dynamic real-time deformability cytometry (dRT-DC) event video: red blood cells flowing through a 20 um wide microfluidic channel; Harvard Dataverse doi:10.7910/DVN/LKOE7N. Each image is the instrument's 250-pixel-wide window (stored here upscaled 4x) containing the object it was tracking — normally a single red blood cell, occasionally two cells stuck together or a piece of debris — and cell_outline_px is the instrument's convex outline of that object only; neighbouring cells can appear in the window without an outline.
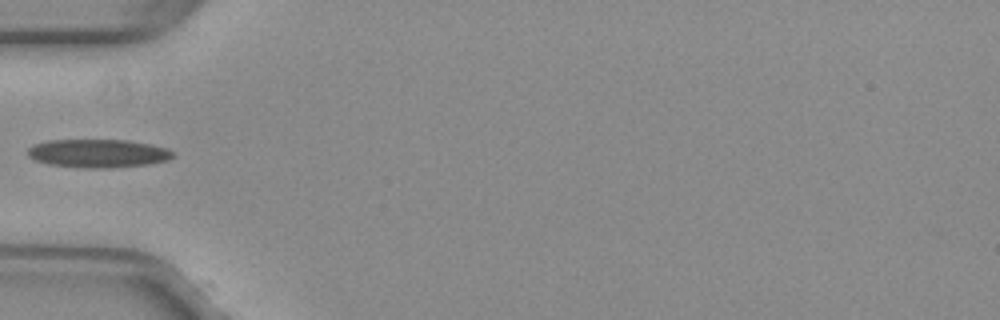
{"species": "common noctule bat (a hibernating species)", "species_latin": "Nyctalus noctula", "temperature_condition": "warm", "stored_images_in_passage": 35, "camera_frame_rate_fps": 3000, "um_per_image_px": 0.085, "animal": {"sex": "female", "body_mass_g": 29.2, "forearm_length_mm": 56.3}, "frame": {"image": 1, "passage_image": 1, "time_ms": 0.0, "image_size_px": [1000, 320], "cell_outline_px": [[176, 156], [168, 160], [148, 164], [112, 168], [76, 168], [48, 164], [36, 160], [28, 156], [28, 148], [32, 144], [48, 140], [128, 140], [152, 144], [168, 148]], "centroid_in_image_um": [8.34, 13.04], "position_along_channel_um": 76.7, "area_um2": 24.33}}
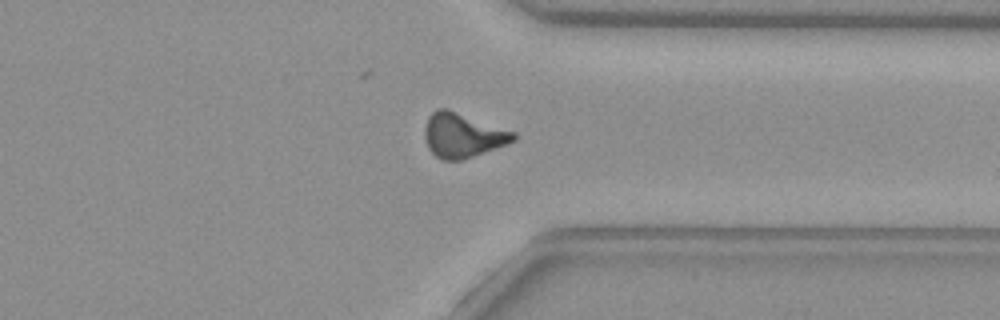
{"frame": {"image": 2, "passage_image": 23, "time_ms": 7.333, "image_size_px": [1000, 320], "cell_outline_px": [[516, 140], [508, 144], [460, 160], [444, 160], [436, 156], [428, 148], [424, 140], [424, 128], [428, 116], [436, 108], [448, 108], [516, 132]], "centroid_in_image_um": [39.31, 11.47], "position_along_channel_um": 372.1, "area_um2": 23.18}}
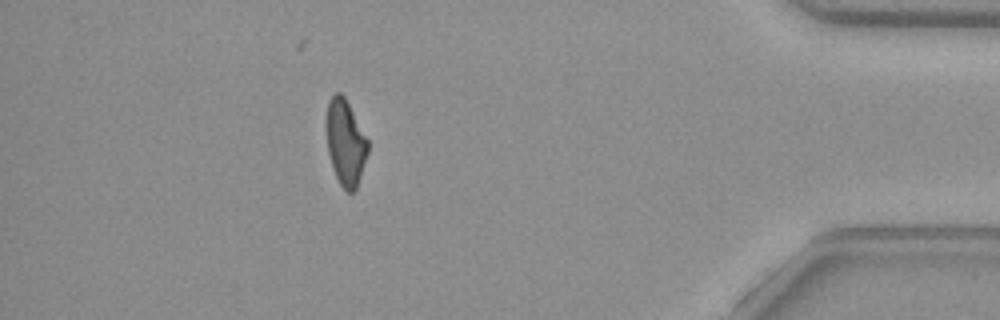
{"frame": {"image": 3, "passage_image": 29, "time_ms": 9.333, "image_size_px": [1000, 320], "cell_outline_px": [[368, 152], [356, 188], [352, 192], [348, 192], [340, 184], [336, 176], [328, 152], [328, 100], [336, 92], [340, 92], [344, 96], [368, 140]], "centroid_in_image_um": [29.39, 12.12], "position_along_channel_um": 405.8, "area_um2": 19.94}}